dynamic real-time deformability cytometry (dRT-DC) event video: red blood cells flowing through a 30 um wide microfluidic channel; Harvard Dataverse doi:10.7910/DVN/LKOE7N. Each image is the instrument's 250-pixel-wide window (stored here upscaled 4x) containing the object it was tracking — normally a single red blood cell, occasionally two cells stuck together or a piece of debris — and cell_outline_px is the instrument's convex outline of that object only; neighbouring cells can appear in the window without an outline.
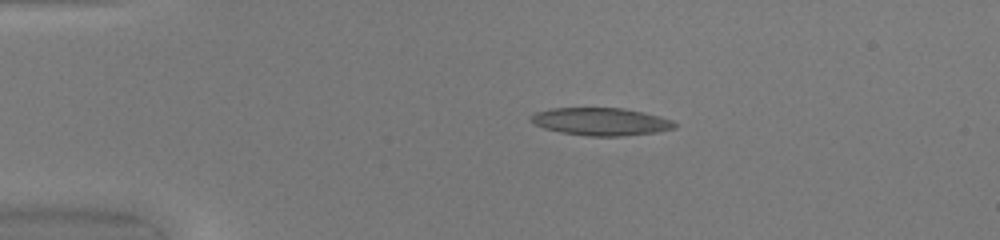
{"species": "common noctule bat (a hibernating species)", "species_latin": "Nyctalus noctula", "temperature_condition": "warm", "stored_images_in_passage": 49, "camera_frame_rate_fps": 3000, "um_per_image_px": 0.085, "animal": {"sex": "female", "body_mass_g": 20.0, "forearm_length_mm": 54.0}, "frame": {"image": 1, "passage_image": 10, "time_ms": 3.0, "image_size_px": [1000, 240], "cell_outline_px": [[680, 124], [676, 128], [656, 132], [620, 136], [588, 136], [560, 132], [544, 128], [528, 120], [528, 116], [536, 112], [552, 108], [624, 108], [644, 112], [660, 116], [672, 120]], "centroid_in_image_um": [51.1, 10.33], "position_along_channel_um": 33.9, "area_um2": 23.35}}
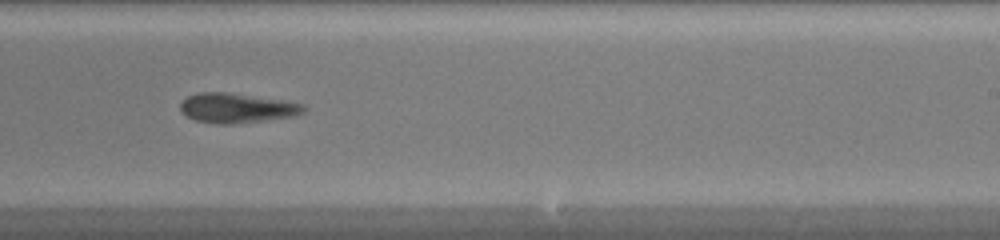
{"frame": {"image": 2, "passage_image": 31, "time_ms": 10.0, "image_size_px": [1000, 240], "cell_outline_px": [[304, 112], [292, 116], [264, 120], [232, 124], [216, 124], [196, 120], [188, 116], [180, 108], [180, 104], [188, 96], [200, 92], [224, 92], [280, 100], [304, 104]], "centroid_in_image_um": [20.1, 9.18], "position_along_channel_um": 268.9, "area_um2": 20.81}}
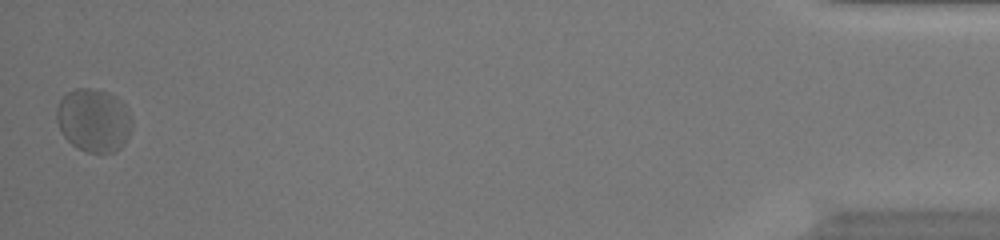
{"frame": {"image": 3, "passage_image": 49, "time_ms": 16.0, "image_size_px": [1000, 240], "cell_outline_px": [[132, 128], [124, 144], [116, 152], [88, 152], [72, 144], [64, 136], [56, 120], [56, 108], [60, 100], [68, 92], [76, 88], [92, 88], [108, 92], [120, 100], [124, 104], [132, 120]], "centroid_in_image_um": [7.97, 10.21], "position_along_channel_um": 427.2, "area_um2": 27.69}, "authors_computed_cell_mechanics": {"area_um2": 23.2356, "velocity_mm_per_s": 4.1178, "shape_relaxation_time_tau1_ms": 6.9439, "shape_relaxation_time_tau2_ms": 2.4887, "deformation_change_tau1": 0.1789, "deformation_change_tau2": 0.0834}}